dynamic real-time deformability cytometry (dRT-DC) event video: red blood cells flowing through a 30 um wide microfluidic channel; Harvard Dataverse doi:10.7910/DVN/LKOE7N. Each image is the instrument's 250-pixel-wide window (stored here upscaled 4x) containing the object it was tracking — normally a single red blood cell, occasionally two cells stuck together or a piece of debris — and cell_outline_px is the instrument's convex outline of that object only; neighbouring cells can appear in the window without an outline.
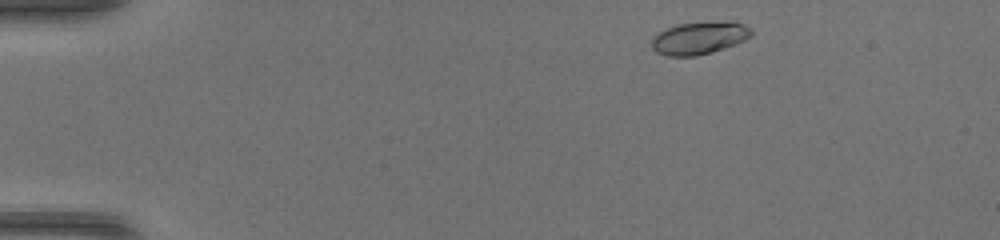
{"species": "common noctule bat (a hibernating species)", "species_latin": "Nyctalus noctula", "temperature_condition": "warm", "stored_images_in_passage": 44, "camera_frame_rate_fps": 3000, "um_per_image_px": 0.085, "animal": {"sex": "female", "body_mass_g": 17.0, "forearm_length_mm": 48.0}, "frame": {"image": 1, "passage_image": 2, "time_ms": 0.333, "image_size_px": [1000, 240], "cell_outline_px": [[752, 36], [744, 40], [724, 48], [696, 56], [668, 56], [656, 52], [652, 48], [652, 40], [660, 32], [676, 24], [744, 24], [752, 32]], "centroid_in_image_um": [59.37, 3.29], "position_along_channel_um": 25.6, "area_um2": 17.8}}
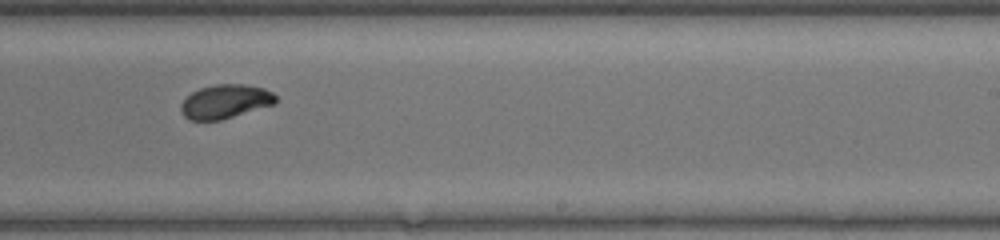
{"frame": {"image": 2, "passage_image": 26, "time_ms": 8.333, "image_size_px": [1000, 240], "cell_outline_px": [[276, 104], [220, 120], [188, 120], [180, 112], [180, 104], [192, 92], [200, 88], [216, 84], [248, 84], [264, 88], [272, 92], [276, 96]], "centroid_in_image_um": [19.15, 8.63], "position_along_channel_um": 269.8, "area_um2": 18.84}}
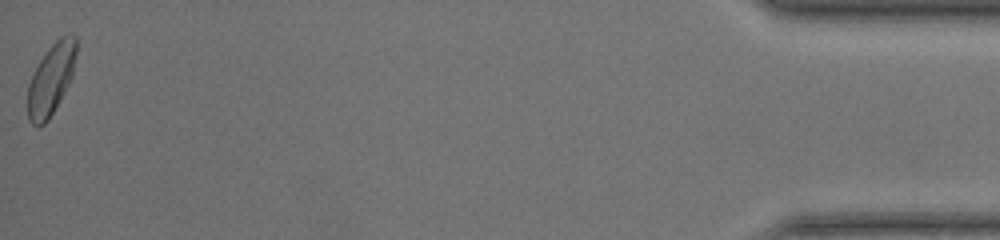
{"frame": {"image": 3, "passage_image": 44, "time_ms": 14.333, "image_size_px": [1000, 240], "cell_outline_px": [[76, 52], [72, 76], [60, 100], [48, 120], [44, 124], [32, 124], [28, 120], [28, 84], [40, 60], [48, 48], [60, 36], [72, 32], [76, 36]], "centroid_in_image_um": [4.35, 6.69], "position_along_channel_um": 430.8, "area_um2": 19.88}, "authors_computed_cell_mechanics": {"area_um2": 19.0162, "velocity_mm_per_s": 4.229, "shape_relaxation_time_tau1_ms": 3.5052, "shape_relaxation_time_tau2_ms": 0.8746, "deformation_change_tau1": 0.14, "deformation_change_tau2": 0.0391}}